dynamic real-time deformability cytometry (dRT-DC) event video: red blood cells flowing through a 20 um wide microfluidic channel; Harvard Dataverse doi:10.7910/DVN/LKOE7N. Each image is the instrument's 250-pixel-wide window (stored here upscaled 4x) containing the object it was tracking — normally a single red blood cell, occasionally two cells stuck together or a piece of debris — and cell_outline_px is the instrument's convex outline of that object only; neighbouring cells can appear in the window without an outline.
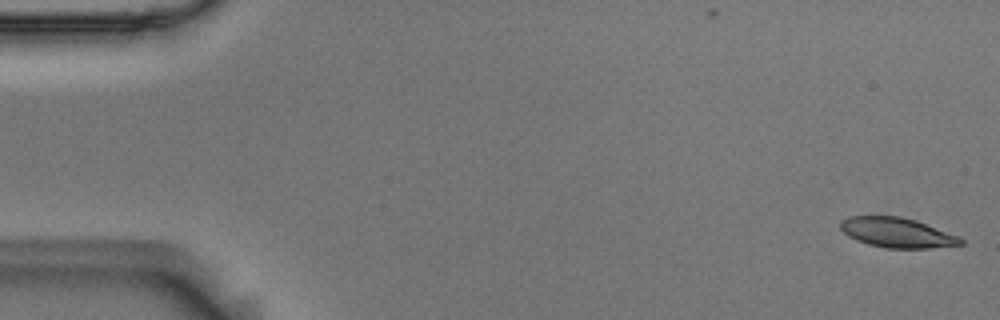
{"species": "Egyptian fruit bat (a non-hibernating species)", "species_latin": "Rousettus aegyptiacus", "temperature_condition": "room temperature", "stored_images_in_passage": 51, "camera_frame_rate_fps": 3000, "um_per_image_px": 0.085, "animal": {"sex": "male"}, "frame": {"image": 1, "passage_image": 1, "time_ms": 0.0, "image_size_px": [1000, 320], "cell_outline_px": [[964, 244], [928, 248], [884, 248], [868, 244], [856, 240], [848, 236], [840, 228], [840, 220], [848, 216], [900, 216], [916, 220], [960, 236], [964, 240]], "centroid_in_image_um": [76.25, 19.77], "position_along_channel_um": 8.8, "area_um2": 21.1}}
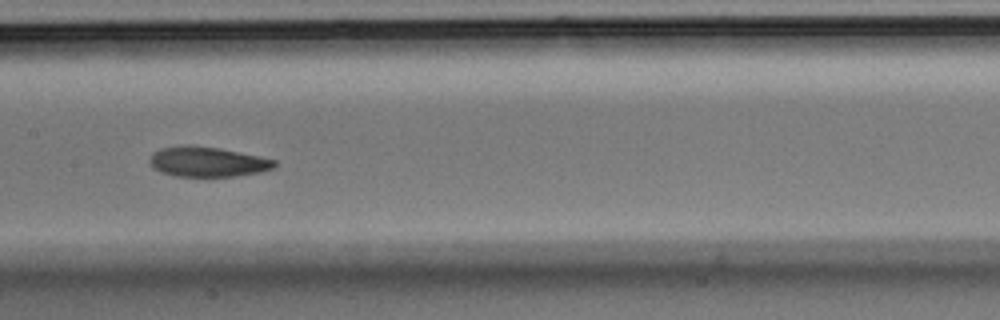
{"frame": {"image": 2, "passage_image": 27, "time_ms": 8.667, "image_size_px": [1000, 320], "cell_outline_px": [[276, 164], [272, 168], [260, 172], [236, 176], [172, 176], [160, 172], [152, 168], [152, 152], [160, 148], [220, 148], [276, 160]], "centroid_in_image_um": [17.67, 13.8], "position_along_channel_um": 189.7, "area_um2": 20.87}}
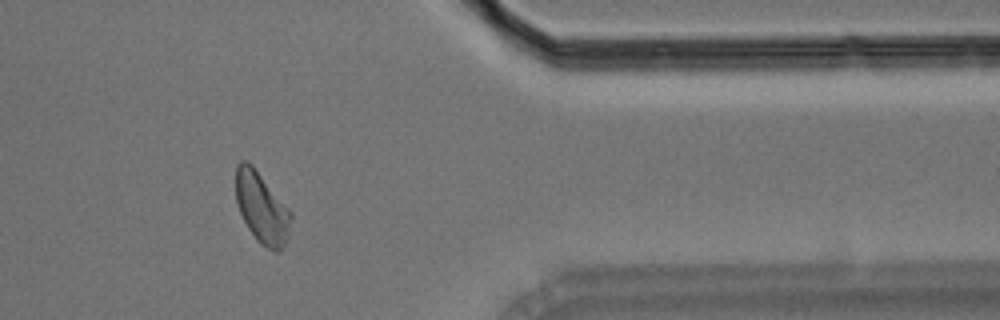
{"frame": {"image": 3, "passage_image": 45, "time_ms": 14.667, "image_size_px": [1000, 320], "cell_outline_px": [[292, 216], [288, 236], [280, 252], [276, 252], [260, 244], [256, 240], [248, 228], [240, 212], [236, 200], [236, 164], [240, 160], [248, 160], [252, 164], [292, 212]], "centroid_in_image_um": [22.25, 17.65], "position_along_channel_um": 389.2, "area_um2": 22.83}, "authors_computed_cell_mechanics": {"area_um2": 22.3108, "velocity_mm_per_s": 3.6496, "shape_relaxation_time_tau1_ms": 6.3044, "shape_relaxation_time_tau2_ms": 3.2047, "deformation_change_tau1": 0.1545, "deformation_change_tau2": 0.0906}}